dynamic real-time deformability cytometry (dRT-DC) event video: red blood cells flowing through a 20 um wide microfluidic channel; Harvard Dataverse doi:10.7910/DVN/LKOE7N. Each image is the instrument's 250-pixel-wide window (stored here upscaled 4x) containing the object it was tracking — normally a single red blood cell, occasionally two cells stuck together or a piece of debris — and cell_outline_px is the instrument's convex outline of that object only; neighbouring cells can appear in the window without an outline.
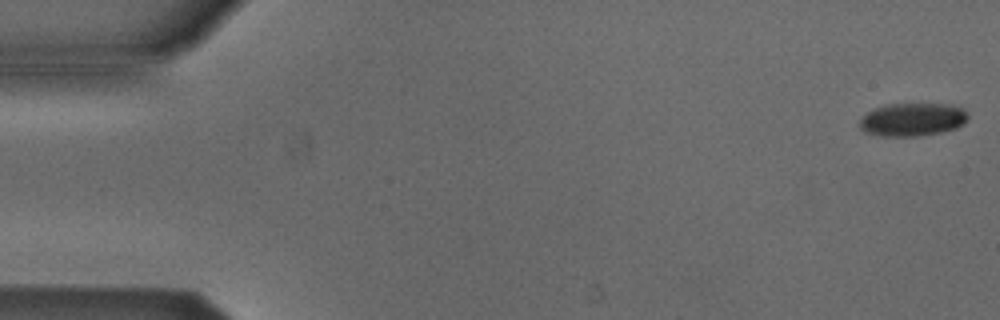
{"species": "Egyptian fruit bat (a non-hibernating species)", "species_latin": "Rousettus aegyptiacus", "temperature_condition": "cold", "stored_images_in_passage": 6, "camera_frame_rate_fps": 3000, "um_per_image_px": 0.085, "animal": {"sex": "male"}, "frame": {"image": 1, "passage_image": 1, "time_ms": 0.0, "image_size_px": [1000, 320], "cell_outline_px": [[968, 120], [964, 124], [956, 128], [940, 132], [920, 136], [884, 136], [868, 132], [860, 128], [860, 120], [872, 108], [884, 104], [948, 104], [964, 108], [968, 112]], "centroid_in_image_um": [77.61, 10.14], "position_along_channel_um": 7.4, "area_um2": 20.98}}
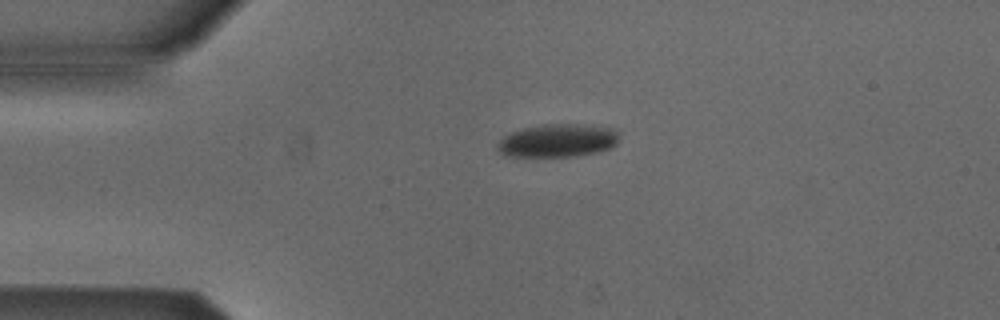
{"frame": {"image": 2, "passage_image": 4, "time_ms": 1.0, "image_size_px": [1000, 320], "cell_outline_px": [[616, 144], [608, 148], [596, 152], [576, 156], [508, 156], [500, 152], [500, 140], [504, 136], [512, 132], [524, 128], [544, 124], [592, 124], [616, 128]], "centroid_in_image_um": [47.45, 11.93], "position_along_channel_um": 37.5, "area_um2": 23.18}}
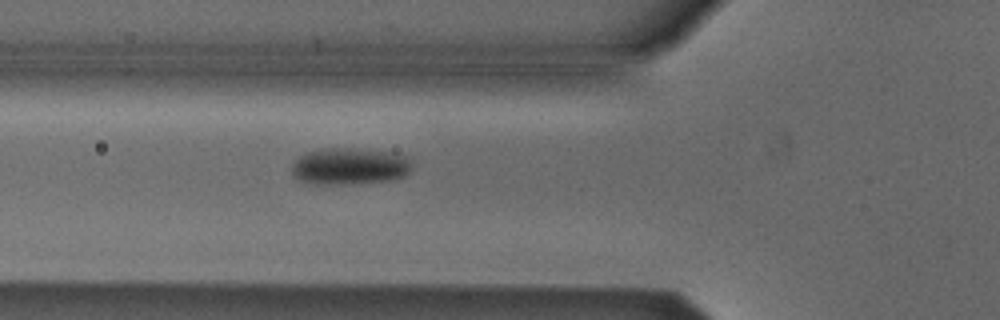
{"frame": {"image": 3, "passage_image": 6, "time_ms": 1.667, "image_size_px": [1000, 320], "cell_outline_px": [[412, 168], [404, 176], [388, 180], [348, 184], [312, 184], [300, 180], [292, 176], [292, 164], [300, 156], [308, 152], [324, 148], [356, 148], [392, 152], [404, 156], [408, 160]], "centroid_in_image_um": [29.68, 14.13], "position_along_channel_um": 96.1, "area_um2": 25.66}}